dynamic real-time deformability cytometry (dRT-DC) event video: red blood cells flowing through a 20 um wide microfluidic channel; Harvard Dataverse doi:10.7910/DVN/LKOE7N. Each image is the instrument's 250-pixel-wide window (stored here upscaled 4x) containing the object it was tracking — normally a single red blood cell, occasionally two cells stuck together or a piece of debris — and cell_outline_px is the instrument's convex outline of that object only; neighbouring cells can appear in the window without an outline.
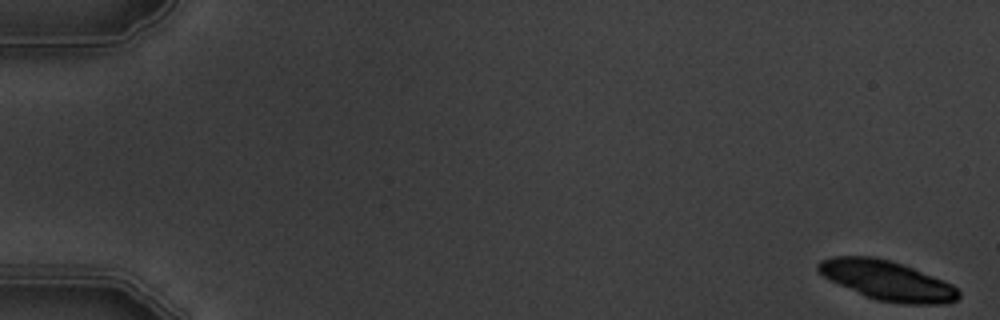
{"species": "common noctule bat (a hibernating species)", "species_latin": "Nyctalus noctula", "temperature_condition": "warm", "stored_images_in_passage": 6, "camera_frame_rate_fps": 3000, "um_per_image_px": 0.085, "animal": {"sex": "male", "body_mass_g": 19.5, "forearm_length_mm": 54.6}, "frame": {"image": 1, "passage_image": 1, "time_ms": 0.0, "image_size_px": [1000, 320], "cell_outline_px": [[960, 296], [956, 300], [944, 304], [904, 304], [876, 300], [840, 284], [824, 276], [816, 268], [816, 264], [820, 260], [832, 256], [872, 256], [888, 260], [912, 268], [952, 284], [960, 292]], "centroid_in_image_um": [75.42, 23.84], "position_along_channel_um": 9.6, "area_um2": 31.85}}